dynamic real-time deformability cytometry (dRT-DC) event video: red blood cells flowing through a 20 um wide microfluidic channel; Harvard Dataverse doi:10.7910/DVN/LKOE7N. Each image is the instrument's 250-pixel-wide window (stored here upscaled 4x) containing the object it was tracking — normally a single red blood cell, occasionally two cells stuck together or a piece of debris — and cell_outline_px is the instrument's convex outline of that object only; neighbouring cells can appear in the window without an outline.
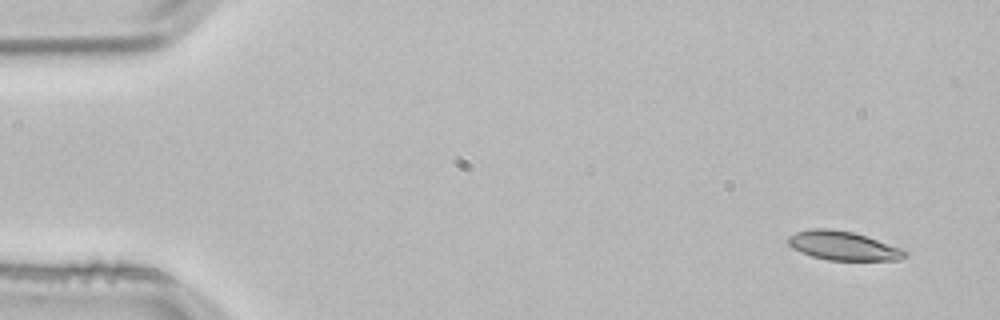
{"species": "common noctule bat (a hibernating species)", "species_latin": "Nyctalus noctula", "temperature_condition": "room temperature", "stored_images_in_passage": 3, "camera_frame_rate_fps": 3000, "um_per_image_px": 0.085, "animal": {"sex": "male", "body_mass_g": 21.5, "forearm_length_mm": 52.0}, "frame": {"image": 1, "passage_image": 1, "time_ms": 0.0, "image_size_px": [1000, 320], "cell_outline_px": [[908, 256], [900, 260], [828, 260], [812, 256], [800, 252], [792, 248], [788, 244], [788, 236], [796, 232], [812, 228], [824, 228], [852, 232], [900, 248], [908, 252]], "centroid_in_image_um": [71.64, 20.9], "position_along_channel_um": 13.4, "area_um2": 19.48}}
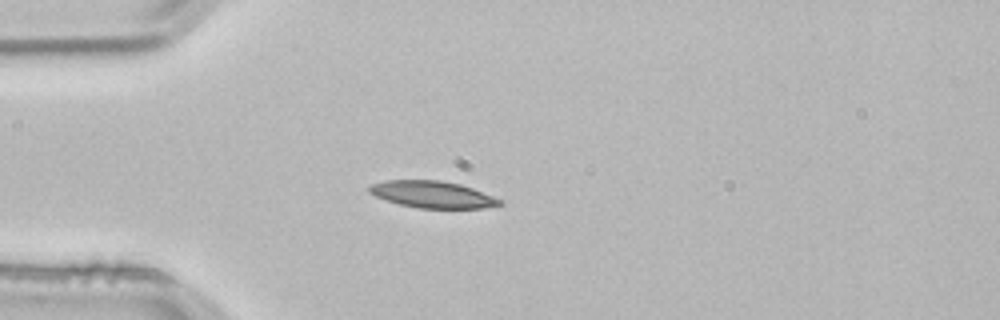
{"frame": {"image": 2, "passage_image": 3, "time_ms": 0.667, "image_size_px": [1000, 320], "cell_outline_px": [[504, 204], [484, 208], [416, 208], [400, 204], [376, 196], [368, 192], [368, 188], [372, 184], [384, 180], [440, 180], [460, 184], [472, 188], [492, 196], [500, 200]], "centroid_in_image_um": [36.75, 16.52], "position_along_channel_um": 48.3, "area_um2": 20.23}}